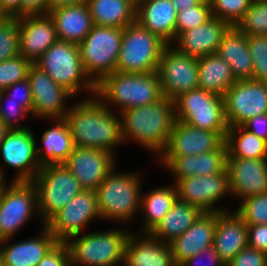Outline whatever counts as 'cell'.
<instances>
[{"mask_svg":"<svg viewBox=\"0 0 267 266\" xmlns=\"http://www.w3.org/2000/svg\"><path fill=\"white\" fill-rule=\"evenodd\" d=\"M64 119L75 147L98 148L117 155L116 148L123 144L121 115L95 95L72 105Z\"/></svg>","mask_w":267,"mask_h":266,"instance_id":"6da1fadb","label":"cell"},{"mask_svg":"<svg viewBox=\"0 0 267 266\" xmlns=\"http://www.w3.org/2000/svg\"><path fill=\"white\" fill-rule=\"evenodd\" d=\"M120 115L124 143L133 139L158 156L165 150L176 122L174 100L163 97L150 105L126 109Z\"/></svg>","mask_w":267,"mask_h":266,"instance_id":"7a4b0ae2","label":"cell"},{"mask_svg":"<svg viewBox=\"0 0 267 266\" xmlns=\"http://www.w3.org/2000/svg\"><path fill=\"white\" fill-rule=\"evenodd\" d=\"M95 96L109 109L113 104L120 114L126 109L150 105L163 98L158 73L115 71L96 84Z\"/></svg>","mask_w":267,"mask_h":266,"instance_id":"3957f363","label":"cell"},{"mask_svg":"<svg viewBox=\"0 0 267 266\" xmlns=\"http://www.w3.org/2000/svg\"><path fill=\"white\" fill-rule=\"evenodd\" d=\"M141 182L140 174L114 168L95 190L101 219L126 224L135 218L140 211Z\"/></svg>","mask_w":267,"mask_h":266,"instance_id":"277c9868","label":"cell"},{"mask_svg":"<svg viewBox=\"0 0 267 266\" xmlns=\"http://www.w3.org/2000/svg\"><path fill=\"white\" fill-rule=\"evenodd\" d=\"M130 231L115 229L74 235L65 243L70 253V265L123 266L125 247Z\"/></svg>","mask_w":267,"mask_h":266,"instance_id":"5b68a950","label":"cell"},{"mask_svg":"<svg viewBox=\"0 0 267 266\" xmlns=\"http://www.w3.org/2000/svg\"><path fill=\"white\" fill-rule=\"evenodd\" d=\"M35 64L73 96L84 91L95 95L96 84L84 70L78 44L58 39Z\"/></svg>","mask_w":267,"mask_h":266,"instance_id":"8992f818","label":"cell"},{"mask_svg":"<svg viewBox=\"0 0 267 266\" xmlns=\"http://www.w3.org/2000/svg\"><path fill=\"white\" fill-rule=\"evenodd\" d=\"M32 183L37 192L42 225L83 190L80 182L62 163L43 165Z\"/></svg>","mask_w":267,"mask_h":266,"instance_id":"52a82bcc","label":"cell"},{"mask_svg":"<svg viewBox=\"0 0 267 266\" xmlns=\"http://www.w3.org/2000/svg\"><path fill=\"white\" fill-rule=\"evenodd\" d=\"M168 44L137 22L123 29L116 71L152 73L158 69L163 50Z\"/></svg>","mask_w":267,"mask_h":266,"instance_id":"ba28073f","label":"cell"},{"mask_svg":"<svg viewBox=\"0 0 267 266\" xmlns=\"http://www.w3.org/2000/svg\"><path fill=\"white\" fill-rule=\"evenodd\" d=\"M123 29L93 25L78 44L84 70L95 84L116 71Z\"/></svg>","mask_w":267,"mask_h":266,"instance_id":"9c48e42d","label":"cell"},{"mask_svg":"<svg viewBox=\"0 0 267 266\" xmlns=\"http://www.w3.org/2000/svg\"><path fill=\"white\" fill-rule=\"evenodd\" d=\"M174 102L176 120L202 130L217 131L226 138L229 125L223 96L196 88L181 94Z\"/></svg>","mask_w":267,"mask_h":266,"instance_id":"30bf717a","label":"cell"},{"mask_svg":"<svg viewBox=\"0 0 267 266\" xmlns=\"http://www.w3.org/2000/svg\"><path fill=\"white\" fill-rule=\"evenodd\" d=\"M37 214V192L32 181H12L0 192V241L12 238Z\"/></svg>","mask_w":267,"mask_h":266,"instance_id":"8fae6325","label":"cell"},{"mask_svg":"<svg viewBox=\"0 0 267 266\" xmlns=\"http://www.w3.org/2000/svg\"><path fill=\"white\" fill-rule=\"evenodd\" d=\"M157 73L163 97L168 99L175 100L181 94L199 88L198 59L171 44L163 50Z\"/></svg>","mask_w":267,"mask_h":266,"instance_id":"7c38bea8","label":"cell"},{"mask_svg":"<svg viewBox=\"0 0 267 266\" xmlns=\"http://www.w3.org/2000/svg\"><path fill=\"white\" fill-rule=\"evenodd\" d=\"M100 218L96 192L83 189L45 226L57 241L65 242L74 235L84 233L83 230L90 222Z\"/></svg>","mask_w":267,"mask_h":266,"instance_id":"4fadbf2b","label":"cell"},{"mask_svg":"<svg viewBox=\"0 0 267 266\" xmlns=\"http://www.w3.org/2000/svg\"><path fill=\"white\" fill-rule=\"evenodd\" d=\"M174 184L182 202L199 207L203 212L230 211L215 205L222 197H231L228 169L213 175L181 178Z\"/></svg>","mask_w":267,"mask_h":266,"instance_id":"5bb4252c","label":"cell"},{"mask_svg":"<svg viewBox=\"0 0 267 266\" xmlns=\"http://www.w3.org/2000/svg\"><path fill=\"white\" fill-rule=\"evenodd\" d=\"M223 97L229 127L241 126L250 118L267 113V82L236 81Z\"/></svg>","mask_w":267,"mask_h":266,"instance_id":"9a60e30c","label":"cell"},{"mask_svg":"<svg viewBox=\"0 0 267 266\" xmlns=\"http://www.w3.org/2000/svg\"><path fill=\"white\" fill-rule=\"evenodd\" d=\"M35 135L32 129H12L0 144L3 166L16 170L12 181H32L41 165L36 153Z\"/></svg>","mask_w":267,"mask_h":266,"instance_id":"2e32d148","label":"cell"},{"mask_svg":"<svg viewBox=\"0 0 267 266\" xmlns=\"http://www.w3.org/2000/svg\"><path fill=\"white\" fill-rule=\"evenodd\" d=\"M116 159L113 153L106 150L74 147L62 164L70 170L83 189L95 191L116 168Z\"/></svg>","mask_w":267,"mask_h":266,"instance_id":"e0dca14e","label":"cell"},{"mask_svg":"<svg viewBox=\"0 0 267 266\" xmlns=\"http://www.w3.org/2000/svg\"><path fill=\"white\" fill-rule=\"evenodd\" d=\"M27 79L33 98L32 116L42 119L64 118L69 111L65 101L74 96L36 64L31 66Z\"/></svg>","mask_w":267,"mask_h":266,"instance_id":"ac0fdd59","label":"cell"},{"mask_svg":"<svg viewBox=\"0 0 267 266\" xmlns=\"http://www.w3.org/2000/svg\"><path fill=\"white\" fill-rule=\"evenodd\" d=\"M227 169L231 197L240 201L267 192V158H237L228 153Z\"/></svg>","mask_w":267,"mask_h":266,"instance_id":"d6986e66","label":"cell"},{"mask_svg":"<svg viewBox=\"0 0 267 266\" xmlns=\"http://www.w3.org/2000/svg\"><path fill=\"white\" fill-rule=\"evenodd\" d=\"M224 142L217 131L202 130L176 120L167 147L159 156L199 155L218 149Z\"/></svg>","mask_w":267,"mask_h":266,"instance_id":"ffe728a7","label":"cell"},{"mask_svg":"<svg viewBox=\"0 0 267 266\" xmlns=\"http://www.w3.org/2000/svg\"><path fill=\"white\" fill-rule=\"evenodd\" d=\"M57 40L55 24L49 14L19 17L20 55L33 64Z\"/></svg>","mask_w":267,"mask_h":266,"instance_id":"44dd1931","label":"cell"},{"mask_svg":"<svg viewBox=\"0 0 267 266\" xmlns=\"http://www.w3.org/2000/svg\"><path fill=\"white\" fill-rule=\"evenodd\" d=\"M227 145L224 142L218 149L188 156H159L162 166L175 177V183L181 178L213 175L227 169Z\"/></svg>","mask_w":267,"mask_h":266,"instance_id":"7402d4cb","label":"cell"},{"mask_svg":"<svg viewBox=\"0 0 267 266\" xmlns=\"http://www.w3.org/2000/svg\"><path fill=\"white\" fill-rule=\"evenodd\" d=\"M230 27L228 23L212 17L204 24L179 34L172 46L188 56L199 59L216 53L223 35Z\"/></svg>","mask_w":267,"mask_h":266,"instance_id":"603a6c76","label":"cell"},{"mask_svg":"<svg viewBox=\"0 0 267 266\" xmlns=\"http://www.w3.org/2000/svg\"><path fill=\"white\" fill-rule=\"evenodd\" d=\"M133 232L126 243L123 266H177L169 243L150 233Z\"/></svg>","mask_w":267,"mask_h":266,"instance_id":"cb8c5ba5","label":"cell"},{"mask_svg":"<svg viewBox=\"0 0 267 266\" xmlns=\"http://www.w3.org/2000/svg\"><path fill=\"white\" fill-rule=\"evenodd\" d=\"M216 224L217 212H203L183 234L169 243L177 266L213 245Z\"/></svg>","mask_w":267,"mask_h":266,"instance_id":"d4e9b609","label":"cell"},{"mask_svg":"<svg viewBox=\"0 0 267 266\" xmlns=\"http://www.w3.org/2000/svg\"><path fill=\"white\" fill-rule=\"evenodd\" d=\"M247 235V224L236 212H217L213 246L225 265L248 247Z\"/></svg>","mask_w":267,"mask_h":266,"instance_id":"484cf974","label":"cell"},{"mask_svg":"<svg viewBox=\"0 0 267 266\" xmlns=\"http://www.w3.org/2000/svg\"><path fill=\"white\" fill-rule=\"evenodd\" d=\"M176 17L172 0H143L136 5V22L168 45L175 40Z\"/></svg>","mask_w":267,"mask_h":266,"instance_id":"4316f807","label":"cell"},{"mask_svg":"<svg viewBox=\"0 0 267 266\" xmlns=\"http://www.w3.org/2000/svg\"><path fill=\"white\" fill-rule=\"evenodd\" d=\"M39 237L12 243V238L0 241L5 266H37L39 261L58 242L44 225ZM7 243V244H6ZM9 243V244H8Z\"/></svg>","mask_w":267,"mask_h":266,"instance_id":"83f0119b","label":"cell"},{"mask_svg":"<svg viewBox=\"0 0 267 266\" xmlns=\"http://www.w3.org/2000/svg\"><path fill=\"white\" fill-rule=\"evenodd\" d=\"M59 40L80 44L93 27L88 4L63 6L48 13Z\"/></svg>","mask_w":267,"mask_h":266,"instance_id":"f1b7e54d","label":"cell"},{"mask_svg":"<svg viewBox=\"0 0 267 266\" xmlns=\"http://www.w3.org/2000/svg\"><path fill=\"white\" fill-rule=\"evenodd\" d=\"M216 53L230 65L236 81L252 79L253 63L247 36L235 26H231L223 35Z\"/></svg>","mask_w":267,"mask_h":266,"instance_id":"f546056e","label":"cell"},{"mask_svg":"<svg viewBox=\"0 0 267 266\" xmlns=\"http://www.w3.org/2000/svg\"><path fill=\"white\" fill-rule=\"evenodd\" d=\"M47 120L52 121L54 126L43 132L40 140L42 146L36 145V153L41 166L63 163L75 147L64 118Z\"/></svg>","mask_w":267,"mask_h":266,"instance_id":"4dcf8cb0","label":"cell"},{"mask_svg":"<svg viewBox=\"0 0 267 266\" xmlns=\"http://www.w3.org/2000/svg\"><path fill=\"white\" fill-rule=\"evenodd\" d=\"M202 213L199 207L177 199L150 234L164 243H170L183 234Z\"/></svg>","mask_w":267,"mask_h":266,"instance_id":"1f68e13d","label":"cell"},{"mask_svg":"<svg viewBox=\"0 0 267 266\" xmlns=\"http://www.w3.org/2000/svg\"><path fill=\"white\" fill-rule=\"evenodd\" d=\"M94 25L125 28L136 22V5L131 0H88Z\"/></svg>","mask_w":267,"mask_h":266,"instance_id":"d6a6232c","label":"cell"},{"mask_svg":"<svg viewBox=\"0 0 267 266\" xmlns=\"http://www.w3.org/2000/svg\"><path fill=\"white\" fill-rule=\"evenodd\" d=\"M177 189L173 183L171 186L157 187L152 191L141 194L140 212L144 214L141 231L138 233H150L163 219L167 212L177 201Z\"/></svg>","mask_w":267,"mask_h":266,"instance_id":"836d02e7","label":"cell"},{"mask_svg":"<svg viewBox=\"0 0 267 266\" xmlns=\"http://www.w3.org/2000/svg\"><path fill=\"white\" fill-rule=\"evenodd\" d=\"M199 88L224 96L236 82L230 65L217 53L198 59Z\"/></svg>","mask_w":267,"mask_h":266,"instance_id":"e575fe53","label":"cell"},{"mask_svg":"<svg viewBox=\"0 0 267 266\" xmlns=\"http://www.w3.org/2000/svg\"><path fill=\"white\" fill-rule=\"evenodd\" d=\"M225 142L227 152L237 158H267V142L242 126L229 127Z\"/></svg>","mask_w":267,"mask_h":266,"instance_id":"d590c367","label":"cell"},{"mask_svg":"<svg viewBox=\"0 0 267 266\" xmlns=\"http://www.w3.org/2000/svg\"><path fill=\"white\" fill-rule=\"evenodd\" d=\"M235 27L246 36L267 35V0H253Z\"/></svg>","mask_w":267,"mask_h":266,"instance_id":"8d00e7d4","label":"cell"},{"mask_svg":"<svg viewBox=\"0 0 267 266\" xmlns=\"http://www.w3.org/2000/svg\"><path fill=\"white\" fill-rule=\"evenodd\" d=\"M19 51V18H0V62L15 58Z\"/></svg>","mask_w":267,"mask_h":266,"instance_id":"74e56055","label":"cell"},{"mask_svg":"<svg viewBox=\"0 0 267 266\" xmlns=\"http://www.w3.org/2000/svg\"><path fill=\"white\" fill-rule=\"evenodd\" d=\"M212 17L209 0H203L199 5L178 11L175 23V38L184 31L204 24Z\"/></svg>","mask_w":267,"mask_h":266,"instance_id":"f35d334b","label":"cell"},{"mask_svg":"<svg viewBox=\"0 0 267 266\" xmlns=\"http://www.w3.org/2000/svg\"><path fill=\"white\" fill-rule=\"evenodd\" d=\"M237 208L247 225L267 224V192L242 199Z\"/></svg>","mask_w":267,"mask_h":266,"instance_id":"ab89813d","label":"cell"},{"mask_svg":"<svg viewBox=\"0 0 267 266\" xmlns=\"http://www.w3.org/2000/svg\"><path fill=\"white\" fill-rule=\"evenodd\" d=\"M212 16L228 23L230 26L242 19L253 0H209Z\"/></svg>","mask_w":267,"mask_h":266,"instance_id":"60d3db41","label":"cell"},{"mask_svg":"<svg viewBox=\"0 0 267 266\" xmlns=\"http://www.w3.org/2000/svg\"><path fill=\"white\" fill-rule=\"evenodd\" d=\"M6 99L7 103H4ZM33 102L8 101L7 97L1 95L0 99V119L9 129H25L27 125H21L25 121L24 116L32 115ZM20 121V122H17Z\"/></svg>","mask_w":267,"mask_h":266,"instance_id":"b9f144b4","label":"cell"},{"mask_svg":"<svg viewBox=\"0 0 267 266\" xmlns=\"http://www.w3.org/2000/svg\"><path fill=\"white\" fill-rule=\"evenodd\" d=\"M248 48L252 57V79L267 82V35L247 36Z\"/></svg>","mask_w":267,"mask_h":266,"instance_id":"7bdbcfd3","label":"cell"},{"mask_svg":"<svg viewBox=\"0 0 267 266\" xmlns=\"http://www.w3.org/2000/svg\"><path fill=\"white\" fill-rule=\"evenodd\" d=\"M32 65L33 63L22 55L0 62V89L4 90L26 79Z\"/></svg>","mask_w":267,"mask_h":266,"instance_id":"ee69618b","label":"cell"},{"mask_svg":"<svg viewBox=\"0 0 267 266\" xmlns=\"http://www.w3.org/2000/svg\"><path fill=\"white\" fill-rule=\"evenodd\" d=\"M37 266H71L67 244L58 241L39 261Z\"/></svg>","mask_w":267,"mask_h":266,"instance_id":"f6af8a7d","label":"cell"},{"mask_svg":"<svg viewBox=\"0 0 267 266\" xmlns=\"http://www.w3.org/2000/svg\"><path fill=\"white\" fill-rule=\"evenodd\" d=\"M227 266H267V254L246 247L242 249Z\"/></svg>","mask_w":267,"mask_h":266,"instance_id":"bcb514c9","label":"cell"},{"mask_svg":"<svg viewBox=\"0 0 267 266\" xmlns=\"http://www.w3.org/2000/svg\"><path fill=\"white\" fill-rule=\"evenodd\" d=\"M208 260L203 263V260ZM203 263V264H202ZM179 266H225L221 261L214 246L207 247L199 251L193 257L186 259Z\"/></svg>","mask_w":267,"mask_h":266,"instance_id":"7dc6e473","label":"cell"},{"mask_svg":"<svg viewBox=\"0 0 267 266\" xmlns=\"http://www.w3.org/2000/svg\"><path fill=\"white\" fill-rule=\"evenodd\" d=\"M2 94L8 98V101L33 102L32 91L27 78L4 89Z\"/></svg>","mask_w":267,"mask_h":266,"instance_id":"c3c4849f","label":"cell"},{"mask_svg":"<svg viewBox=\"0 0 267 266\" xmlns=\"http://www.w3.org/2000/svg\"><path fill=\"white\" fill-rule=\"evenodd\" d=\"M248 247L267 254V224L247 225Z\"/></svg>","mask_w":267,"mask_h":266,"instance_id":"681fc988","label":"cell"},{"mask_svg":"<svg viewBox=\"0 0 267 266\" xmlns=\"http://www.w3.org/2000/svg\"><path fill=\"white\" fill-rule=\"evenodd\" d=\"M241 126L267 142V113L252 117Z\"/></svg>","mask_w":267,"mask_h":266,"instance_id":"f907efd6","label":"cell"},{"mask_svg":"<svg viewBox=\"0 0 267 266\" xmlns=\"http://www.w3.org/2000/svg\"><path fill=\"white\" fill-rule=\"evenodd\" d=\"M49 13V0H22L21 17L26 15H44Z\"/></svg>","mask_w":267,"mask_h":266,"instance_id":"816d5d0a","label":"cell"},{"mask_svg":"<svg viewBox=\"0 0 267 266\" xmlns=\"http://www.w3.org/2000/svg\"><path fill=\"white\" fill-rule=\"evenodd\" d=\"M22 0H0L1 17H21Z\"/></svg>","mask_w":267,"mask_h":266,"instance_id":"f5cc1de1","label":"cell"},{"mask_svg":"<svg viewBox=\"0 0 267 266\" xmlns=\"http://www.w3.org/2000/svg\"><path fill=\"white\" fill-rule=\"evenodd\" d=\"M88 0H49V11L63 6L83 5Z\"/></svg>","mask_w":267,"mask_h":266,"instance_id":"db71d44e","label":"cell"},{"mask_svg":"<svg viewBox=\"0 0 267 266\" xmlns=\"http://www.w3.org/2000/svg\"><path fill=\"white\" fill-rule=\"evenodd\" d=\"M203 0H172L176 11L185 10L192 6L199 5Z\"/></svg>","mask_w":267,"mask_h":266,"instance_id":"11a10c76","label":"cell"},{"mask_svg":"<svg viewBox=\"0 0 267 266\" xmlns=\"http://www.w3.org/2000/svg\"><path fill=\"white\" fill-rule=\"evenodd\" d=\"M11 129H9L5 123L0 119V144L2 143V141L4 140V138L6 137L7 133L10 131Z\"/></svg>","mask_w":267,"mask_h":266,"instance_id":"9f6ffc18","label":"cell"},{"mask_svg":"<svg viewBox=\"0 0 267 266\" xmlns=\"http://www.w3.org/2000/svg\"><path fill=\"white\" fill-rule=\"evenodd\" d=\"M4 169V167H2L1 165H0V192H1V190H2V188H3V186H4V184L6 183V178L4 177L5 175L3 174L4 173V171L5 170H3ZM5 178V179H4Z\"/></svg>","mask_w":267,"mask_h":266,"instance_id":"6f0895ef","label":"cell"},{"mask_svg":"<svg viewBox=\"0 0 267 266\" xmlns=\"http://www.w3.org/2000/svg\"><path fill=\"white\" fill-rule=\"evenodd\" d=\"M0 266H5L4 265V259H3V255H2L1 249H0Z\"/></svg>","mask_w":267,"mask_h":266,"instance_id":"680465c9","label":"cell"},{"mask_svg":"<svg viewBox=\"0 0 267 266\" xmlns=\"http://www.w3.org/2000/svg\"><path fill=\"white\" fill-rule=\"evenodd\" d=\"M135 5H137L138 3H140L143 0H131Z\"/></svg>","mask_w":267,"mask_h":266,"instance_id":"91938a15","label":"cell"},{"mask_svg":"<svg viewBox=\"0 0 267 266\" xmlns=\"http://www.w3.org/2000/svg\"><path fill=\"white\" fill-rule=\"evenodd\" d=\"M2 93H3V90L0 89V99H1V95H2Z\"/></svg>","mask_w":267,"mask_h":266,"instance_id":"94428289","label":"cell"}]
</instances>
